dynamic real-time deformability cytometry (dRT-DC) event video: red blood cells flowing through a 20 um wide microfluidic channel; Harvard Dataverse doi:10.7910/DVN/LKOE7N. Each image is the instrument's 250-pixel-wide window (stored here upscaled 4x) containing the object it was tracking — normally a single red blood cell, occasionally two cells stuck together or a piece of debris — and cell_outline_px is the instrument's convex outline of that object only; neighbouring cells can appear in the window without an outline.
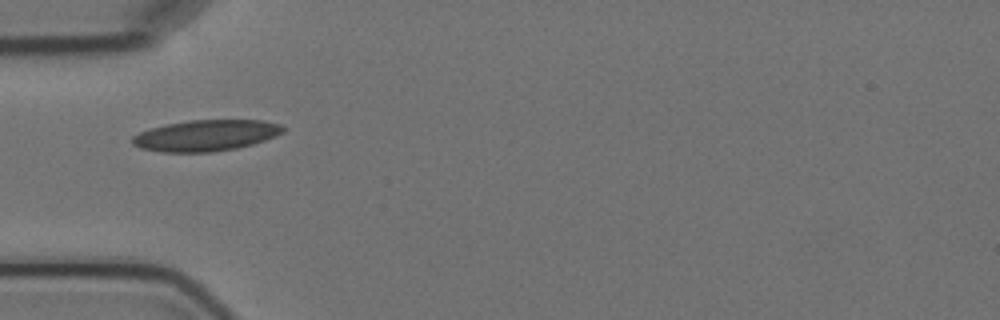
{"species": "Egyptian fruit bat (a non-hibernating species)", "species_latin": "Rousettus aegyptiacus", "temperature_condition": "cold", "stored_images_in_passage": 4, "camera_frame_rate_fps": 3000, "um_per_image_px": 0.085, "animal": {"sex": "female"}, "frame": {"image": 1, "passage_image": 1, "time_ms": 0.0, "image_size_px": [1000, 320], "cell_outline_px": [[284, 132], [276, 136], [252, 144], [236, 148], [212, 152], [160, 152], [140, 148], [132, 144], [132, 136], [148, 128], [188, 120], [260, 120], [280, 124], [284, 128]], "centroid_in_image_um": [17.47, 11.51], "position_along_channel_um": 67.5, "area_um2": 27.34}}
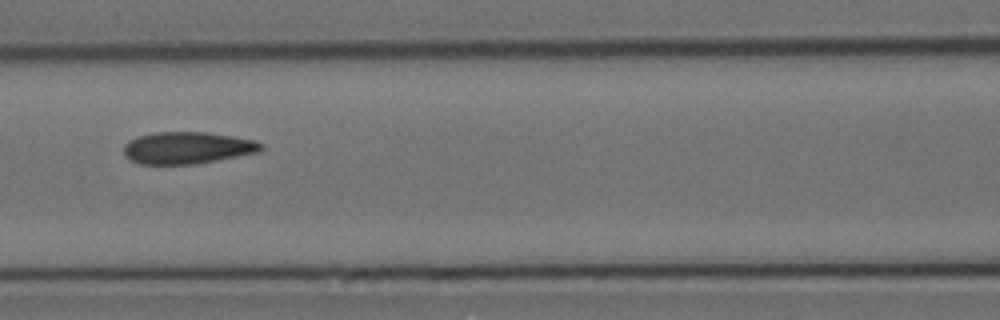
{"frame": {"image": 2, "passage_image": 3, "time_ms": 2.333, "image_size_px": [1000, 320], "cell_outline_px": [[264, 148], [260, 152], [196, 164], [140, 164], [132, 160], [124, 152], [124, 144], [128, 140], [136, 136], [152, 132], [204, 132], [232, 136], [256, 140], [264, 144]], "centroid_in_image_um": [15.95, 12.56], "position_along_channel_um": 150.7, "area_um2": 25.72}}
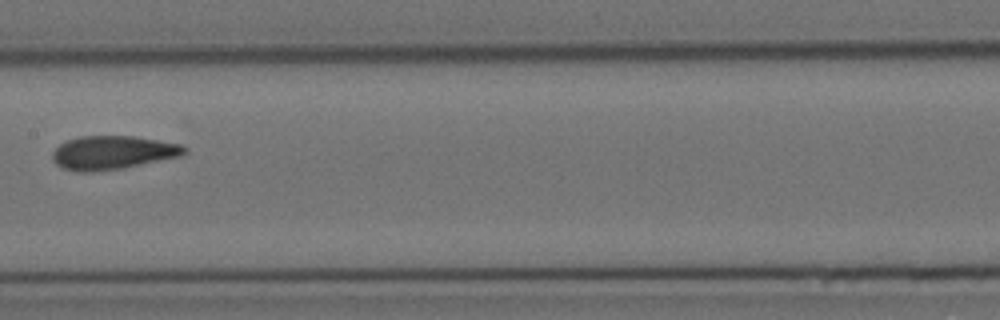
{"frame": {"image": 3, "passage_image": 4, "time_ms": 3.667, "image_size_px": [1000, 320], "cell_outline_px": [[188, 152], [184, 156], [124, 168], [88, 172], [76, 172], [64, 168], [56, 164], [52, 160], [52, 152], [60, 144], [68, 140], [80, 136], [132, 136], [180, 144], [188, 148]], "centroid_in_image_um": [9.61, 12.98], "position_along_channel_um": 197.8, "area_um2": 26.01}}